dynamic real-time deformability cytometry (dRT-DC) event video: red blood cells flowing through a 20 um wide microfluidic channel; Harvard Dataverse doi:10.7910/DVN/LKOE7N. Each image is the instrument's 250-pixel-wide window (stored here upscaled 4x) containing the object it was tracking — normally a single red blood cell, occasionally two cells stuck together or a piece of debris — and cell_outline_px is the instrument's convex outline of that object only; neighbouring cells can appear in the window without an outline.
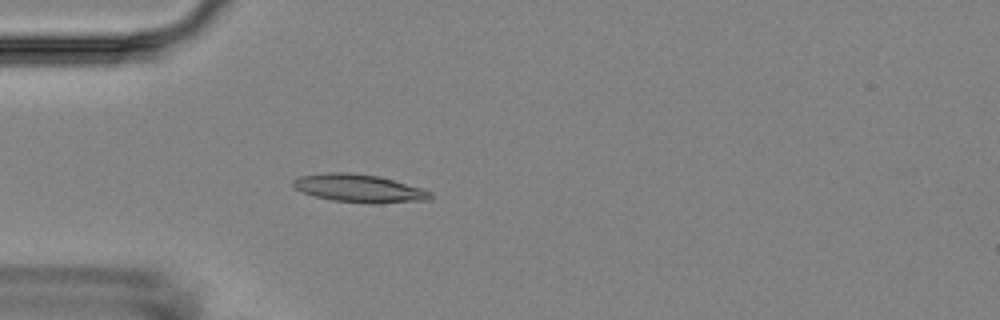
{"species": "Egyptian fruit bat (a non-hibernating species)", "species_latin": "Rousettus aegyptiacus", "temperature_condition": "room temperature", "stored_images_in_passage": 4, "camera_frame_rate_fps": 3000, "um_per_image_px": 0.085, "animal": {"sex": "female"}, "frame": {"image": 1, "passage_image": 4, "time_ms": 3.333, "image_size_px": [1000, 320], "cell_outline_px": [[432, 196], [428, 200], [368, 204], [332, 200], [316, 196], [304, 192], [296, 188], [292, 184], [292, 180], [300, 176], [324, 172], [348, 172], [376, 176], [392, 180], [420, 188], [432, 192]], "centroid_in_image_um": [30.5, 16.01], "position_along_channel_um": 54.5, "area_um2": 22.14}}